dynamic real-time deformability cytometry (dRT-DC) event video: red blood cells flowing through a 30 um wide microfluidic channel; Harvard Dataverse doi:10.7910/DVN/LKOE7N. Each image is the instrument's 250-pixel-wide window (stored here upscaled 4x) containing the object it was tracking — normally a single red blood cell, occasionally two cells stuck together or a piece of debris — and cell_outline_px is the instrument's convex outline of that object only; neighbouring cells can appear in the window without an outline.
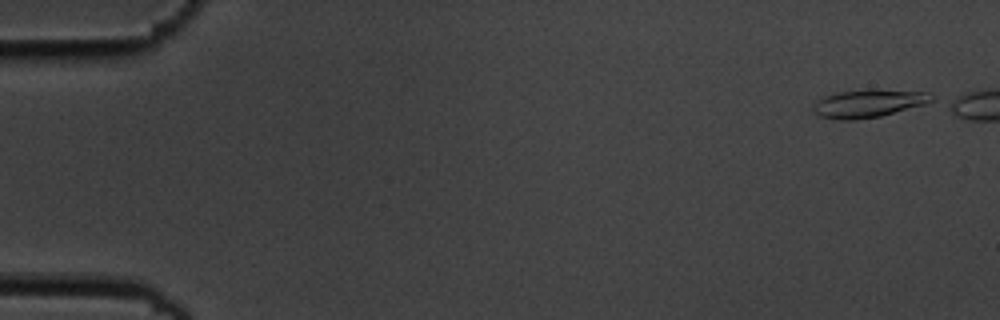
{"species": "common noctule bat (a hibernating species)", "species_latin": "Nyctalus noctula", "temperature_condition": "cold", "stored_images_in_passage": 45, "segment_of_instrument_passage": [1, 2], "camera_frame_rate_fps": 3000, "um_per_image_px": 0.085, "animal": {"sex": "male", "body_mass_g": 19.5, "forearm_length_mm": 54.6}, "frame": {"image": 1, "passage_image": 1, "time_ms": 0.0, "image_size_px": [1000, 320], "cell_outline_px": [[932, 100], [924, 104], [880, 116], [852, 120], [840, 120], [820, 116], [812, 112], [812, 108], [816, 100], [824, 96], [840, 92], [928, 92], [932, 96]], "centroid_in_image_um": [73.7, 8.85], "position_along_channel_um": 11.3, "area_um2": 18.03}}
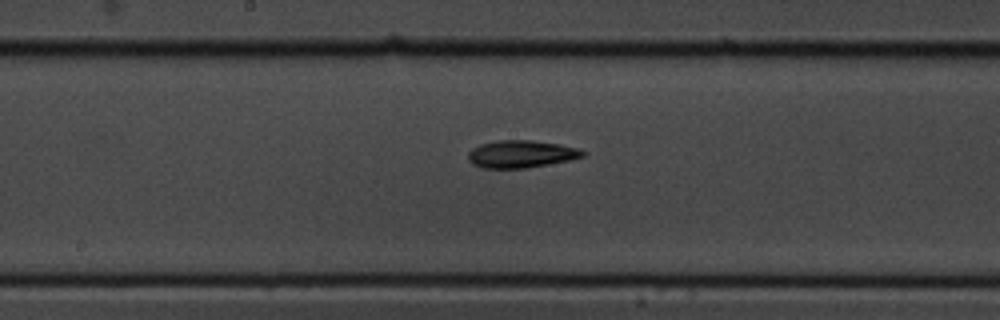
{"frame": {"image": 2, "passage_image": 28, "time_ms": 9.0, "image_size_px": [1000, 320], "cell_outline_px": [[588, 152], [584, 156], [568, 160], [524, 168], [484, 168], [472, 164], [468, 160], [468, 152], [472, 148], [480, 144], [496, 140], [532, 140], [560, 144], [576, 148]], "centroid_in_image_um": [44.26, 13.08], "position_along_channel_um": 203.9, "area_um2": 18.26}}
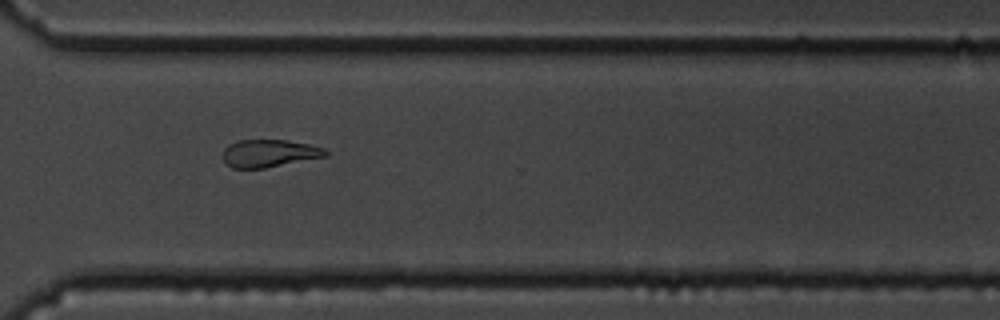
{"frame": {"image": 3, "passage_image": 40, "time_ms": 13.0, "image_size_px": [1000, 320], "cell_outline_px": [[328, 156], [264, 168], [232, 168], [224, 164], [220, 156], [224, 148], [228, 144], [236, 140], [284, 140], [308, 144], [324, 148], [328, 152]], "centroid_in_image_um": [22.81, 13.03], "position_along_channel_um": 347.8, "area_um2": 16.76}}